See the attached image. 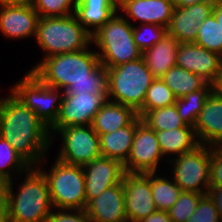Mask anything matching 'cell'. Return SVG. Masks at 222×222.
<instances>
[{
    "instance_id": "obj_6",
    "label": "cell",
    "mask_w": 222,
    "mask_h": 222,
    "mask_svg": "<svg viewBox=\"0 0 222 222\" xmlns=\"http://www.w3.org/2000/svg\"><path fill=\"white\" fill-rule=\"evenodd\" d=\"M107 70V100L131 107L137 113L142 108L146 92L155 79L143 57Z\"/></svg>"
},
{
    "instance_id": "obj_41",
    "label": "cell",
    "mask_w": 222,
    "mask_h": 222,
    "mask_svg": "<svg viewBox=\"0 0 222 222\" xmlns=\"http://www.w3.org/2000/svg\"><path fill=\"white\" fill-rule=\"evenodd\" d=\"M173 4L174 8H179V7H189L194 4H201L204 2H215L216 0H170Z\"/></svg>"
},
{
    "instance_id": "obj_28",
    "label": "cell",
    "mask_w": 222,
    "mask_h": 222,
    "mask_svg": "<svg viewBox=\"0 0 222 222\" xmlns=\"http://www.w3.org/2000/svg\"><path fill=\"white\" fill-rule=\"evenodd\" d=\"M151 173V192L157 210L167 211L178 200L182 190L169 176ZM163 176V177H162Z\"/></svg>"
},
{
    "instance_id": "obj_17",
    "label": "cell",
    "mask_w": 222,
    "mask_h": 222,
    "mask_svg": "<svg viewBox=\"0 0 222 222\" xmlns=\"http://www.w3.org/2000/svg\"><path fill=\"white\" fill-rule=\"evenodd\" d=\"M174 7L170 0H118V11L131 24H158L168 27ZM121 11V12H120Z\"/></svg>"
},
{
    "instance_id": "obj_43",
    "label": "cell",
    "mask_w": 222,
    "mask_h": 222,
    "mask_svg": "<svg viewBox=\"0 0 222 222\" xmlns=\"http://www.w3.org/2000/svg\"><path fill=\"white\" fill-rule=\"evenodd\" d=\"M212 13L214 14L218 25L222 29V0H216L213 6Z\"/></svg>"
},
{
    "instance_id": "obj_44",
    "label": "cell",
    "mask_w": 222,
    "mask_h": 222,
    "mask_svg": "<svg viewBox=\"0 0 222 222\" xmlns=\"http://www.w3.org/2000/svg\"><path fill=\"white\" fill-rule=\"evenodd\" d=\"M35 0H0L2 5H33Z\"/></svg>"
},
{
    "instance_id": "obj_42",
    "label": "cell",
    "mask_w": 222,
    "mask_h": 222,
    "mask_svg": "<svg viewBox=\"0 0 222 222\" xmlns=\"http://www.w3.org/2000/svg\"><path fill=\"white\" fill-rule=\"evenodd\" d=\"M211 85H212V92L222 97V65L219 73L216 75Z\"/></svg>"
},
{
    "instance_id": "obj_8",
    "label": "cell",
    "mask_w": 222,
    "mask_h": 222,
    "mask_svg": "<svg viewBox=\"0 0 222 222\" xmlns=\"http://www.w3.org/2000/svg\"><path fill=\"white\" fill-rule=\"evenodd\" d=\"M24 75L9 90L50 128L58 117L64 92L47 86L31 71Z\"/></svg>"
},
{
    "instance_id": "obj_35",
    "label": "cell",
    "mask_w": 222,
    "mask_h": 222,
    "mask_svg": "<svg viewBox=\"0 0 222 222\" xmlns=\"http://www.w3.org/2000/svg\"><path fill=\"white\" fill-rule=\"evenodd\" d=\"M32 6L39 17L68 16L74 14L76 0H35Z\"/></svg>"
},
{
    "instance_id": "obj_12",
    "label": "cell",
    "mask_w": 222,
    "mask_h": 222,
    "mask_svg": "<svg viewBox=\"0 0 222 222\" xmlns=\"http://www.w3.org/2000/svg\"><path fill=\"white\" fill-rule=\"evenodd\" d=\"M159 147L156 133L144 121L136 126L135 137L126 163L127 173H154L160 170L165 160Z\"/></svg>"
},
{
    "instance_id": "obj_7",
    "label": "cell",
    "mask_w": 222,
    "mask_h": 222,
    "mask_svg": "<svg viewBox=\"0 0 222 222\" xmlns=\"http://www.w3.org/2000/svg\"><path fill=\"white\" fill-rule=\"evenodd\" d=\"M46 156L37 166L45 175L50 198L55 209H85V173L83 166L70 165L55 159L45 171ZM45 168V169H44Z\"/></svg>"
},
{
    "instance_id": "obj_19",
    "label": "cell",
    "mask_w": 222,
    "mask_h": 222,
    "mask_svg": "<svg viewBox=\"0 0 222 222\" xmlns=\"http://www.w3.org/2000/svg\"><path fill=\"white\" fill-rule=\"evenodd\" d=\"M85 210L92 222H128L122 181L90 200Z\"/></svg>"
},
{
    "instance_id": "obj_23",
    "label": "cell",
    "mask_w": 222,
    "mask_h": 222,
    "mask_svg": "<svg viewBox=\"0 0 222 222\" xmlns=\"http://www.w3.org/2000/svg\"><path fill=\"white\" fill-rule=\"evenodd\" d=\"M155 133L162 155L164 158L166 157V160L191 152L200 145L193 127L188 125L177 129L155 131Z\"/></svg>"
},
{
    "instance_id": "obj_14",
    "label": "cell",
    "mask_w": 222,
    "mask_h": 222,
    "mask_svg": "<svg viewBox=\"0 0 222 222\" xmlns=\"http://www.w3.org/2000/svg\"><path fill=\"white\" fill-rule=\"evenodd\" d=\"M222 57L194 42L180 43L176 54V66L184 68L212 83L219 73Z\"/></svg>"
},
{
    "instance_id": "obj_18",
    "label": "cell",
    "mask_w": 222,
    "mask_h": 222,
    "mask_svg": "<svg viewBox=\"0 0 222 222\" xmlns=\"http://www.w3.org/2000/svg\"><path fill=\"white\" fill-rule=\"evenodd\" d=\"M214 3L204 2L189 7L174 8L167 27L168 35L180 43L195 42L198 27L212 14Z\"/></svg>"
},
{
    "instance_id": "obj_45",
    "label": "cell",
    "mask_w": 222,
    "mask_h": 222,
    "mask_svg": "<svg viewBox=\"0 0 222 222\" xmlns=\"http://www.w3.org/2000/svg\"><path fill=\"white\" fill-rule=\"evenodd\" d=\"M0 222H9L7 208L5 202L0 197Z\"/></svg>"
},
{
    "instance_id": "obj_21",
    "label": "cell",
    "mask_w": 222,
    "mask_h": 222,
    "mask_svg": "<svg viewBox=\"0 0 222 222\" xmlns=\"http://www.w3.org/2000/svg\"><path fill=\"white\" fill-rule=\"evenodd\" d=\"M118 12V0H76L75 16L92 35Z\"/></svg>"
},
{
    "instance_id": "obj_4",
    "label": "cell",
    "mask_w": 222,
    "mask_h": 222,
    "mask_svg": "<svg viewBox=\"0 0 222 222\" xmlns=\"http://www.w3.org/2000/svg\"><path fill=\"white\" fill-rule=\"evenodd\" d=\"M42 60L61 53H71L92 45L91 34L78 22L75 14L68 16L40 17L35 36Z\"/></svg>"
},
{
    "instance_id": "obj_40",
    "label": "cell",
    "mask_w": 222,
    "mask_h": 222,
    "mask_svg": "<svg viewBox=\"0 0 222 222\" xmlns=\"http://www.w3.org/2000/svg\"><path fill=\"white\" fill-rule=\"evenodd\" d=\"M140 222H172L167 211L156 210Z\"/></svg>"
},
{
    "instance_id": "obj_32",
    "label": "cell",
    "mask_w": 222,
    "mask_h": 222,
    "mask_svg": "<svg viewBox=\"0 0 222 222\" xmlns=\"http://www.w3.org/2000/svg\"><path fill=\"white\" fill-rule=\"evenodd\" d=\"M194 43L222 57V29L213 13L199 25Z\"/></svg>"
},
{
    "instance_id": "obj_3",
    "label": "cell",
    "mask_w": 222,
    "mask_h": 222,
    "mask_svg": "<svg viewBox=\"0 0 222 222\" xmlns=\"http://www.w3.org/2000/svg\"><path fill=\"white\" fill-rule=\"evenodd\" d=\"M21 176L24 180L18 183L17 192L13 189L15 180L0 187L9 222H46L54 208L45 175L37 166H31Z\"/></svg>"
},
{
    "instance_id": "obj_2",
    "label": "cell",
    "mask_w": 222,
    "mask_h": 222,
    "mask_svg": "<svg viewBox=\"0 0 222 222\" xmlns=\"http://www.w3.org/2000/svg\"><path fill=\"white\" fill-rule=\"evenodd\" d=\"M0 136L30 166H38L53 146L49 127L11 91L0 98Z\"/></svg>"
},
{
    "instance_id": "obj_22",
    "label": "cell",
    "mask_w": 222,
    "mask_h": 222,
    "mask_svg": "<svg viewBox=\"0 0 222 222\" xmlns=\"http://www.w3.org/2000/svg\"><path fill=\"white\" fill-rule=\"evenodd\" d=\"M141 121L142 118L137 115L128 125L112 133L101 134L99 137L102 156L117 160L124 165L134 141L136 126Z\"/></svg>"
},
{
    "instance_id": "obj_10",
    "label": "cell",
    "mask_w": 222,
    "mask_h": 222,
    "mask_svg": "<svg viewBox=\"0 0 222 222\" xmlns=\"http://www.w3.org/2000/svg\"><path fill=\"white\" fill-rule=\"evenodd\" d=\"M56 134L60 135L62 141L56 156L61 162L84 166L102 156L100 137L92 125L68 126Z\"/></svg>"
},
{
    "instance_id": "obj_29",
    "label": "cell",
    "mask_w": 222,
    "mask_h": 222,
    "mask_svg": "<svg viewBox=\"0 0 222 222\" xmlns=\"http://www.w3.org/2000/svg\"><path fill=\"white\" fill-rule=\"evenodd\" d=\"M30 167L31 166L22 158V156L0 136V187L3 184L16 179L14 175L21 178L20 175Z\"/></svg>"
},
{
    "instance_id": "obj_27",
    "label": "cell",
    "mask_w": 222,
    "mask_h": 222,
    "mask_svg": "<svg viewBox=\"0 0 222 222\" xmlns=\"http://www.w3.org/2000/svg\"><path fill=\"white\" fill-rule=\"evenodd\" d=\"M211 93L212 85L207 83L203 88L175 99L178 114L186 125L194 127L196 119Z\"/></svg>"
},
{
    "instance_id": "obj_5",
    "label": "cell",
    "mask_w": 222,
    "mask_h": 222,
    "mask_svg": "<svg viewBox=\"0 0 222 222\" xmlns=\"http://www.w3.org/2000/svg\"><path fill=\"white\" fill-rule=\"evenodd\" d=\"M92 36L100 63L106 68L135 61L142 57L133 38V24L119 11Z\"/></svg>"
},
{
    "instance_id": "obj_34",
    "label": "cell",
    "mask_w": 222,
    "mask_h": 222,
    "mask_svg": "<svg viewBox=\"0 0 222 222\" xmlns=\"http://www.w3.org/2000/svg\"><path fill=\"white\" fill-rule=\"evenodd\" d=\"M205 194L182 191L178 200L174 205L167 210L168 216L172 222H186L194 211Z\"/></svg>"
},
{
    "instance_id": "obj_37",
    "label": "cell",
    "mask_w": 222,
    "mask_h": 222,
    "mask_svg": "<svg viewBox=\"0 0 222 222\" xmlns=\"http://www.w3.org/2000/svg\"><path fill=\"white\" fill-rule=\"evenodd\" d=\"M46 222H92L85 209H53Z\"/></svg>"
},
{
    "instance_id": "obj_16",
    "label": "cell",
    "mask_w": 222,
    "mask_h": 222,
    "mask_svg": "<svg viewBox=\"0 0 222 222\" xmlns=\"http://www.w3.org/2000/svg\"><path fill=\"white\" fill-rule=\"evenodd\" d=\"M39 18V14L31 5L0 4V32L3 38H35Z\"/></svg>"
},
{
    "instance_id": "obj_36",
    "label": "cell",
    "mask_w": 222,
    "mask_h": 222,
    "mask_svg": "<svg viewBox=\"0 0 222 222\" xmlns=\"http://www.w3.org/2000/svg\"><path fill=\"white\" fill-rule=\"evenodd\" d=\"M186 222H220L218 210L209 195H204Z\"/></svg>"
},
{
    "instance_id": "obj_39",
    "label": "cell",
    "mask_w": 222,
    "mask_h": 222,
    "mask_svg": "<svg viewBox=\"0 0 222 222\" xmlns=\"http://www.w3.org/2000/svg\"><path fill=\"white\" fill-rule=\"evenodd\" d=\"M207 195L214 201L220 222H222V187L210 186Z\"/></svg>"
},
{
    "instance_id": "obj_33",
    "label": "cell",
    "mask_w": 222,
    "mask_h": 222,
    "mask_svg": "<svg viewBox=\"0 0 222 222\" xmlns=\"http://www.w3.org/2000/svg\"><path fill=\"white\" fill-rule=\"evenodd\" d=\"M137 26L133 24V38L142 53L168 34L167 28L158 24L137 23Z\"/></svg>"
},
{
    "instance_id": "obj_1",
    "label": "cell",
    "mask_w": 222,
    "mask_h": 222,
    "mask_svg": "<svg viewBox=\"0 0 222 222\" xmlns=\"http://www.w3.org/2000/svg\"><path fill=\"white\" fill-rule=\"evenodd\" d=\"M91 46L77 52L47 57L29 71L47 86L66 94H103L107 98L108 70L100 63L96 50Z\"/></svg>"
},
{
    "instance_id": "obj_24",
    "label": "cell",
    "mask_w": 222,
    "mask_h": 222,
    "mask_svg": "<svg viewBox=\"0 0 222 222\" xmlns=\"http://www.w3.org/2000/svg\"><path fill=\"white\" fill-rule=\"evenodd\" d=\"M180 42L166 35L153 47L142 53L147 68L155 78H161L169 69L176 66V54Z\"/></svg>"
},
{
    "instance_id": "obj_9",
    "label": "cell",
    "mask_w": 222,
    "mask_h": 222,
    "mask_svg": "<svg viewBox=\"0 0 222 222\" xmlns=\"http://www.w3.org/2000/svg\"><path fill=\"white\" fill-rule=\"evenodd\" d=\"M170 177L182 191L208 194L210 187V146L200 144L193 151L167 160Z\"/></svg>"
},
{
    "instance_id": "obj_25",
    "label": "cell",
    "mask_w": 222,
    "mask_h": 222,
    "mask_svg": "<svg viewBox=\"0 0 222 222\" xmlns=\"http://www.w3.org/2000/svg\"><path fill=\"white\" fill-rule=\"evenodd\" d=\"M136 116L131 107L107 100L95 115L92 127L100 136L128 125Z\"/></svg>"
},
{
    "instance_id": "obj_31",
    "label": "cell",
    "mask_w": 222,
    "mask_h": 222,
    "mask_svg": "<svg viewBox=\"0 0 222 222\" xmlns=\"http://www.w3.org/2000/svg\"><path fill=\"white\" fill-rule=\"evenodd\" d=\"M176 97L161 78H155L146 92L144 104L137 112L141 118L149 111L175 104Z\"/></svg>"
},
{
    "instance_id": "obj_26",
    "label": "cell",
    "mask_w": 222,
    "mask_h": 222,
    "mask_svg": "<svg viewBox=\"0 0 222 222\" xmlns=\"http://www.w3.org/2000/svg\"><path fill=\"white\" fill-rule=\"evenodd\" d=\"M161 79L176 98L199 90L208 83L202 77L177 66L169 69Z\"/></svg>"
},
{
    "instance_id": "obj_38",
    "label": "cell",
    "mask_w": 222,
    "mask_h": 222,
    "mask_svg": "<svg viewBox=\"0 0 222 222\" xmlns=\"http://www.w3.org/2000/svg\"><path fill=\"white\" fill-rule=\"evenodd\" d=\"M210 186L222 187V146H210Z\"/></svg>"
},
{
    "instance_id": "obj_11",
    "label": "cell",
    "mask_w": 222,
    "mask_h": 222,
    "mask_svg": "<svg viewBox=\"0 0 222 222\" xmlns=\"http://www.w3.org/2000/svg\"><path fill=\"white\" fill-rule=\"evenodd\" d=\"M106 101L103 94L63 93L58 117L49 128L52 144L56 139L55 133L62 128L92 125L95 115Z\"/></svg>"
},
{
    "instance_id": "obj_20",
    "label": "cell",
    "mask_w": 222,
    "mask_h": 222,
    "mask_svg": "<svg viewBox=\"0 0 222 222\" xmlns=\"http://www.w3.org/2000/svg\"><path fill=\"white\" fill-rule=\"evenodd\" d=\"M193 129L199 144L222 146V97L209 95Z\"/></svg>"
},
{
    "instance_id": "obj_13",
    "label": "cell",
    "mask_w": 222,
    "mask_h": 222,
    "mask_svg": "<svg viewBox=\"0 0 222 222\" xmlns=\"http://www.w3.org/2000/svg\"><path fill=\"white\" fill-rule=\"evenodd\" d=\"M122 183L128 222H140L157 210L151 192V173L125 172Z\"/></svg>"
},
{
    "instance_id": "obj_15",
    "label": "cell",
    "mask_w": 222,
    "mask_h": 222,
    "mask_svg": "<svg viewBox=\"0 0 222 222\" xmlns=\"http://www.w3.org/2000/svg\"><path fill=\"white\" fill-rule=\"evenodd\" d=\"M87 203L98 197L107 188L122 181L123 165L109 157L100 156L83 166Z\"/></svg>"
},
{
    "instance_id": "obj_30",
    "label": "cell",
    "mask_w": 222,
    "mask_h": 222,
    "mask_svg": "<svg viewBox=\"0 0 222 222\" xmlns=\"http://www.w3.org/2000/svg\"><path fill=\"white\" fill-rule=\"evenodd\" d=\"M142 121L154 131L177 129L186 125L181 120L175 104L164 108L149 110L142 117Z\"/></svg>"
}]
</instances>
